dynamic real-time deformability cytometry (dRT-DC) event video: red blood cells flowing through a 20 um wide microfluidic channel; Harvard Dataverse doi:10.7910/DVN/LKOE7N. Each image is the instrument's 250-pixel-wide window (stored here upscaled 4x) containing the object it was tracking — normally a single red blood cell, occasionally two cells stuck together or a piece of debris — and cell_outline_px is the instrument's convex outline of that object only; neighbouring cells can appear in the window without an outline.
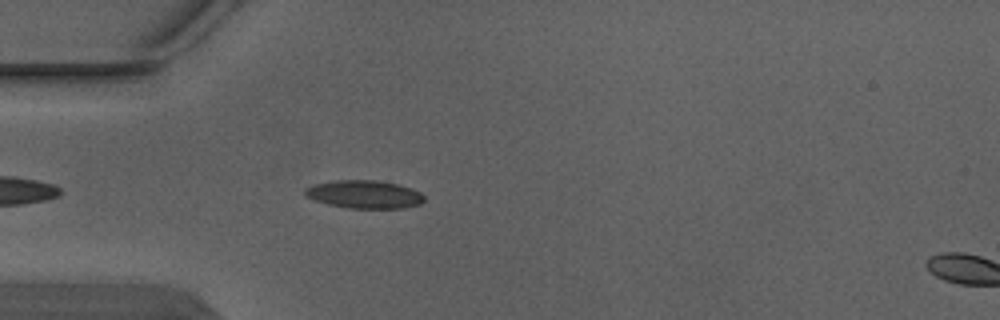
{"species": "Egyptian fruit bat (a non-hibernating species)", "species_latin": "Rousettus aegyptiacus", "temperature_condition": "warm", "stored_images_in_passage": 5, "camera_frame_rate_fps": 3000, "um_per_image_px": 0.085, "animal": {"sex": "male"}, "frame": {"image": 1, "passage_image": 4, "time_ms": 1.0, "image_size_px": [1000, 320], "cell_outline_px": [[424, 200], [420, 204], [404, 208], [348, 208], [328, 204], [316, 200], [308, 196], [304, 192], [304, 188], [312, 184], [336, 180], [376, 180], [396, 184], [412, 188], [420, 192], [424, 196]], "centroid_in_image_um": [30.98, 16.51], "position_along_channel_um": 54.0, "area_um2": 19.42}}